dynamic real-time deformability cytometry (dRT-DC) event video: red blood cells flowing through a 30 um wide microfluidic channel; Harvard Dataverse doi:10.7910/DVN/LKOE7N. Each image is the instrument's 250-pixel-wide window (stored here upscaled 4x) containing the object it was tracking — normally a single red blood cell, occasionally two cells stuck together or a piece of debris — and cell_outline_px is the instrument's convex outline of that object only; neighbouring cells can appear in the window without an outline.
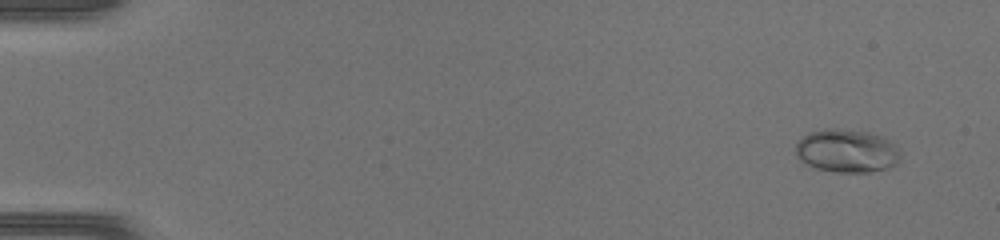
{"species": "common noctule bat (a hibernating species)", "species_latin": "Nyctalus noctula", "temperature_condition": "warm", "stored_images_in_passage": 50, "camera_frame_rate_fps": 3000, "um_per_image_px": 0.085, "animal": {"sex": "female", "body_mass_g": 17.0, "forearm_length_mm": 48.0}, "frame": {"image": 1, "passage_image": 4, "time_ms": 1.0, "image_size_px": [1000, 240], "cell_outline_px": [[900, 156], [896, 164], [888, 168], [868, 172], [832, 172], [816, 168], [804, 164], [796, 156], [796, 144], [808, 132], [824, 128], [840, 128], [872, 132], [884, 136], [896, 148]], "centroid_in_image_um": [71.94, 12.81], "position_along_channel_um": 13.1, "area_um2": 26.65}}
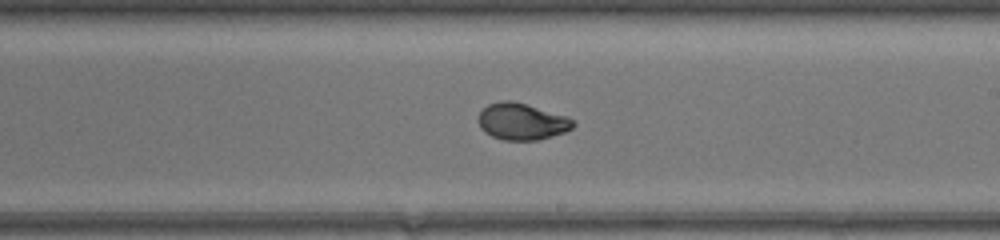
{"frame": {"image": 2, "passage_image": 31, "time_ms": 10.0, "image_size_px": [1000, 240], "cell_outline_px": [[576, 124], [572, 128], [564, 132], [536, 140], [504, 140], [492, 136], [484, 132], [480, 128], [476, 120], [480, 112], [488, 104], [504, 100], [508, 100], [524, 104], [568, 116]], "centroid_in_image_um": [44.32, 10.33], "position_along_channel_um": 244.7, "area_um2": 20.11}}
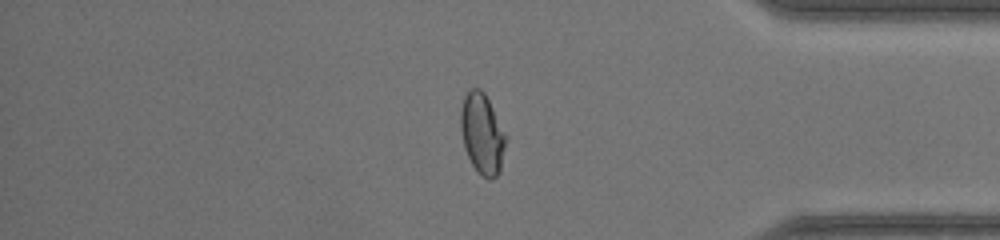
{"frame": {"image": 3, "passage_image": 43, "time_ms": 14.0, "image_size_px": [1000, 240], "cell_outline_px": [[508, 136], [500, 172], [492, 180], [488, 180], [480, 176], [476, 172], [464, 148], [460, 128], [460, 108], [464, 96], [468, 88], [480, 88], [484, 92]], "centroid_in_image_um": [40.99, 11.38], "position_along_channel_um": 394.2, "area_um2": 21.85}, "authors_computed_cell_mechanics": {"area_um2": 21.0103, "velocity_mm_per_s": 4.2523, "shape_relaxation_time_tau1_ms": 3.4669, "shape_relaxation_time_tau2_ms": null, "deformation_change_tau1": 0.1824, "deformation_change_tau2": null}}